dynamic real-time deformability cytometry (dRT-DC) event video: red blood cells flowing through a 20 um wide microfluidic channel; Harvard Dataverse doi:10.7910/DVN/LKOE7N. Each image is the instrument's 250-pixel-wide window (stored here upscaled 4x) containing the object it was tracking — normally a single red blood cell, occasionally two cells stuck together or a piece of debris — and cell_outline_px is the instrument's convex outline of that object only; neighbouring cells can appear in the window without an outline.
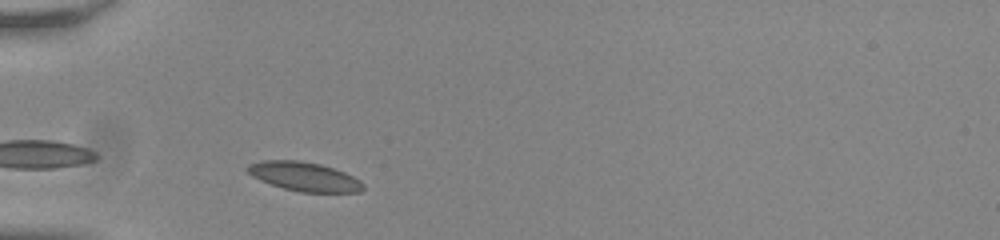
{"species": "common noctule bat (a hibernating species)", "species_latin": "Nyctalus noctula", "temperature_condition": "room temperature", "stored_images_in_passage": 29, "camera_frame_rate_fps": 3000, "um_per_image_px": 0.085, "animal": {"sex": "male", "body_mass_g": 20.0, "forearm_length_mm": 53.3}, "frame": {"image": 1, "passage_image": 3, "time_ms": 0.667, "image_size_px": [1000, 240], "cell_outline_px": [[364, 188], [360, 192], [300, 192], [284, 188], [260, 180], [252, 176], [244, 168], [248, 164], [260, 160], [300, 160], [320, 164], [344, 172], [360, 180], [364, 184]], "centroid_in_image_um": [25.84, 15.0], "position_along_channel_um": 59.2, "area_um2": 19.59}}
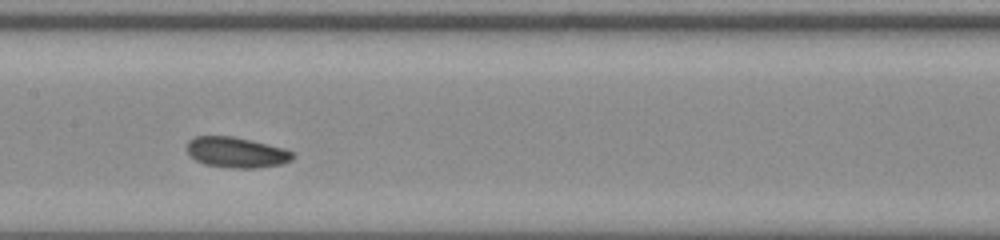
{"frame": {"image": 2, "passage_image": 14, "time_ms": 4.333, "image_size_px": [1000, 240], "cell_outline_px": [[296, 156], [292, 160], [284, 164], [256, 168], [228, 168], [204, 164], [196, 160], [188, 152], [188, 140], [196, 136], [232, 136], [252, 140], [284, 148], [292, 152]], "centroid_in_image_um": [20.14, 12.96], "position_along_channel_um": 187.3, "area_um2": 18.96}}
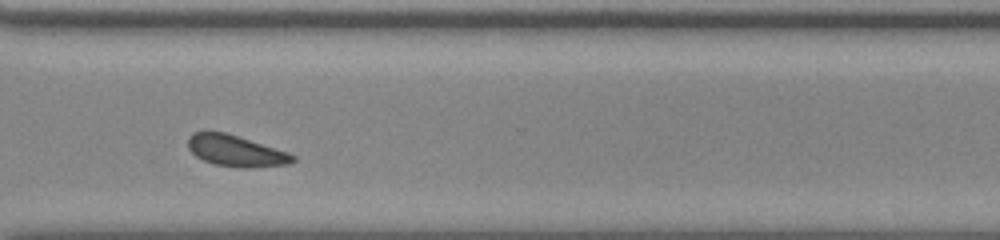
{"frame": {"image": 3, "passage_image": 27, "time_ms": 8.667, "image_size_px": [1000, 240], "cell_outline_px": [[296, 160], [288, 164], [252, 168], [240, 168], [216, 164], [204, 160], [196, 156], [188, 148], [188, 136], [192, 132], [224, 132], [288, 152], [296, 156]], "centroid_in_image_um": [20.05, 12.83], "position_along_channel_um": 350.6, "area_um2": 18.9}, "authors_computed_cell_mechanics": {"area_um2": 19.0162, "velocity_mm_per_s": 3.7614, "shape_relaxation_time_tau1_ms": 6.4361, "shape_relaxation_time_tau2_ms": 4.0293, "deformation_change_tau1": 0.1259, "deformation_change_tau2": 0.107}}